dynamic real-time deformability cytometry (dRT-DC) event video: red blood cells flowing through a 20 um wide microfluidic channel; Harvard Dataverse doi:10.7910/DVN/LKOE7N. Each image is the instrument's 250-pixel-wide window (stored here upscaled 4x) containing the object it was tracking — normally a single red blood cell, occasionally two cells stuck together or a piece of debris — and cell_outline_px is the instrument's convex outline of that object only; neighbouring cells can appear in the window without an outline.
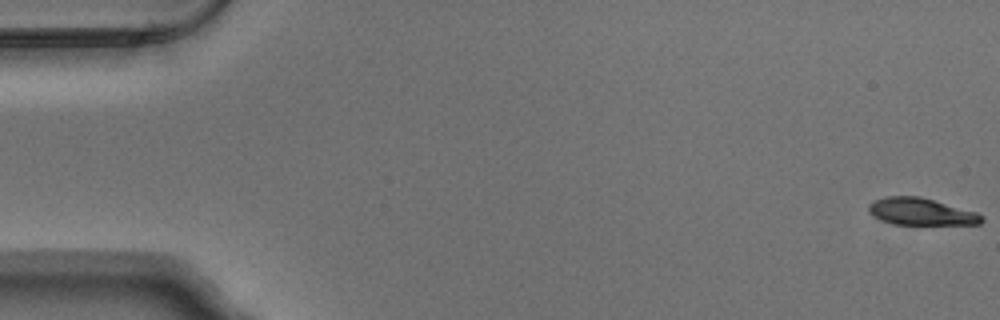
{"species": "Egyptian fruit bat (a non-hibernating species)", "species_latin": "Rousettus aegyptiacus", "temperature_condition": "warm", "stored_images_in_passage": 55, "camera_frame_rate_fps": 3000, "um_per_image_px": 0.085, "animal": {"sex": "male"}, "frame": {"image": 1, "passage_image": 1, "time_ms": 0.0, "image_size_px": [1000, 320], "cell_outline_px": [[984, 220], [980, 224], [892, 224], [868, 212], [868, 204], [872, 200], [884, 196], [920, 196], [976, 212], [984, 216]], "centroid_in_image_um": [78.28, 17.98], "position_along_channel_um": 6.7, "area_um2": 17.74}}
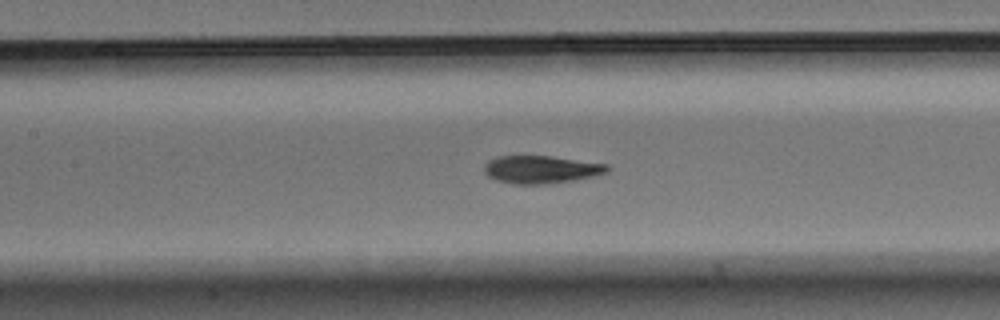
{"frame": {"image": 2, "passage_image": 25, "time_ms": 8.0, "image_size_px": [1000, 320], "cell_outline_px": [[612, 168], [608, 172], [592, 176], [572, 180], [548, 184], [512, 184], [496, 180], [488, 176], [484, 172], [484, 164], [488, 160], [500, 156], [552, 156], [608, 164]], "centroid_in_image_um": [45.99, 14.4], "position_along_channel_um": 161.4, "area_um2": 20.0}}
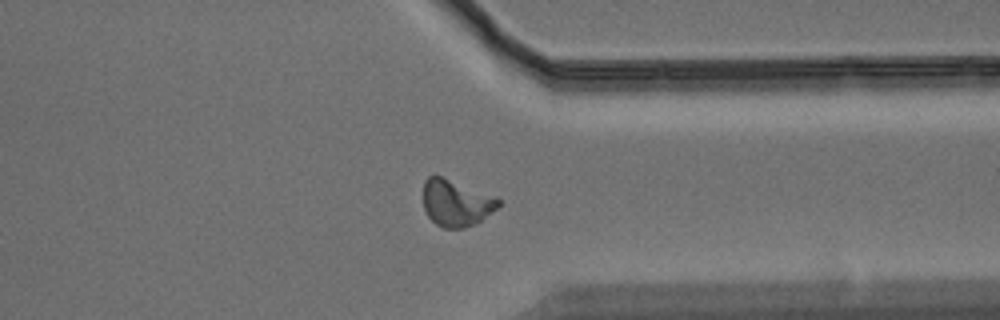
{"frame": {"image": 3, "passage_image": 42, "time_ms": 13.667, "image_size_px": [1000, 320], "cell_outline_px": [[500, 204], [496, 208], [480, 220], [464, 228], [444, 228], [436, 224], [428, 216], [424, 208], [424, 180], [428, 176], [440, 176], [496, 196], [500, 200]], "centroid_in_image_um": [38.75, 17.24], "position_along_channel_um": 372.6, "area_um2": 20.06}, "authors_computed_cell_mechanics": {"area_um2": 19.7676, "velocity_mm_per_s": 3.7717, "shape_relaxation_time_tau1_ms": 5.5116, "shape_relaxation_time_tau2_ms": 1.0267, "deformation_change_tau1": 0.2035, "deformation_change_tau2": 0.0649}}